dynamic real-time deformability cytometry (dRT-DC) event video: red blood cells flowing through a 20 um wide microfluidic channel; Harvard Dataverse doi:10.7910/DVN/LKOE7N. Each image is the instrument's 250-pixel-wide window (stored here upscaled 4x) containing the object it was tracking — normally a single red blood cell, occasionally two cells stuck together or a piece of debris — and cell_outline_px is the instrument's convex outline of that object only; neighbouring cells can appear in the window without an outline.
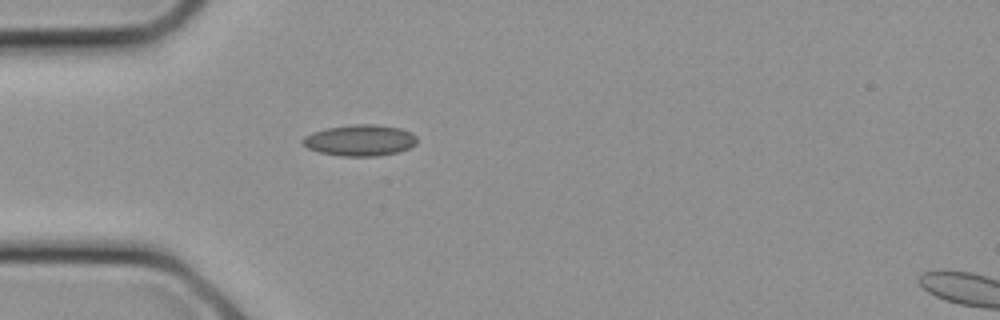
{"species": "common noctule bat (a hibernating species)", "species_latin": "Nyctalus noctula", "temperature_condition": "cold", "stored_images_in_passage": 24, "camera_frame_rate_fps": 3000, "um_per_image_px": 0.085, "animal": {"sex": "female", "body_mass_g": 21.9}, "frame": {"image": 1, "passage_image": 6, "time_ms": 1.667, "image_size_px": [1000, 320], "cell_outline_px": [[416, 144], [408, 148], [396, 152], [376, 156], [340, 156], [320, 152], [308, 148], [300, 140], [304, 136], [312, 132], [328, 128], [352, 124], [376, 124], [400, 128], [416, 136]], "centroid_in_image_um": [30.57, 11.92], "position_along_channel_um": 54.4, "area_um2": 20.63}}
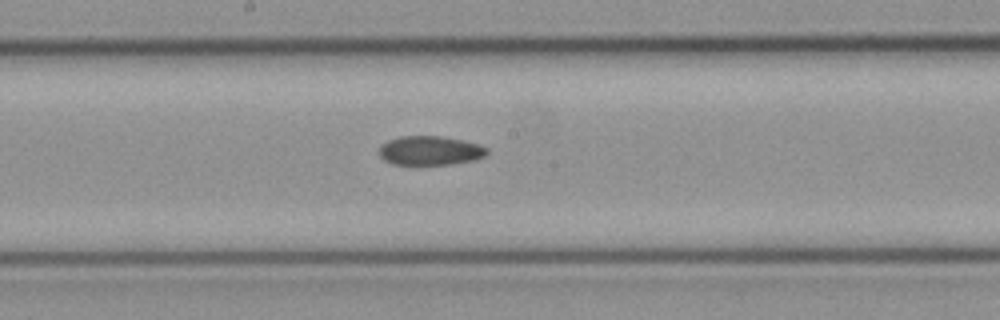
{"frame": {"image": 2, "passage_image": 12, "time_ms": 3.667, "image_size_px": [1000, 320], "cell_outline_px": [[488, 152], [484, 156], [472, 160], [452, 164], [416, 168], [392, 164], [384, 160], [380, 156], [380, 148], [388, 140], [400, 136], [440, 136], [464, 140], [480, 144], [488, 148]], "centroid_in_image_um": [36.54, 12.85], "position_along_channel_um": 211.7, "area_um2": 19.07}}
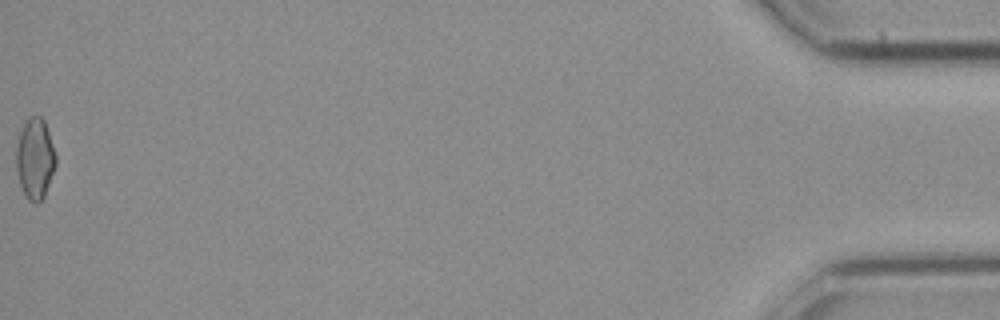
{"frame": {"image": 3, "passage_image": 24, "time_ms": 7.667, "image_size_px": [1000, 320], "cell_outline_px": [[56, 164], [44, 196], [36, 204], [28, 200], [20, 184], [16, 168], [16, 148], [20, 132], [28, 116], [40, 116], [44, 120], [56, 156]], "centroid_in_image_um": [2.97, 13.48], "position_along_channel_um": 432.2, "area_um2": 18.38}}